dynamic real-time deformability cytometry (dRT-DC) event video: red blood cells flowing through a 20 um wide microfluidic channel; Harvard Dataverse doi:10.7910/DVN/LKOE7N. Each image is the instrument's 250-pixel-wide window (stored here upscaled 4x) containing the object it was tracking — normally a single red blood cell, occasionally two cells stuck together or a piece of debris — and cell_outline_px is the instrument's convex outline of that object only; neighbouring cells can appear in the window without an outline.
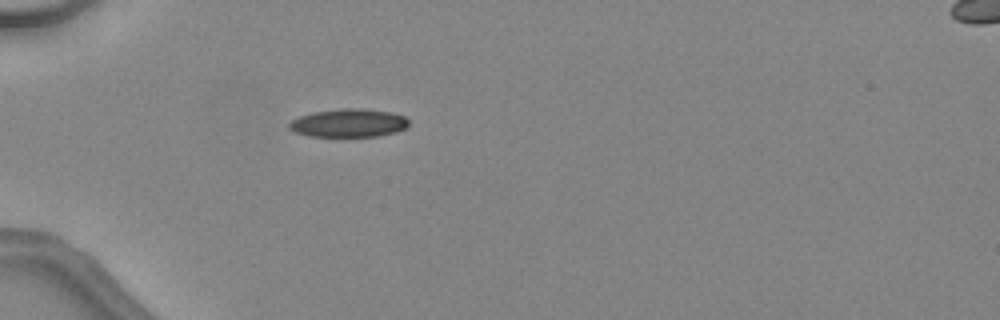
{"species": "common noctule bat (a hibernating species)", "species_latin": "Nyctalus noctula", "temperature_condition": "warm", "stored_images_in_passage": 30, "camera_frame_rate_fps": 3000, "um_per_image_px": 0.085, "animal": {"sex": "female", "body_mass_g": 24.6, "forearm_length_mm": 56.2}, "frame": {"image": 1, "passage_image": 1, "time_ms": 0.0, "image_size_px": [1000, 320], "cell_outline_px": [[408, 124], [404, 128], [396, 132], [380, 136], [308, 136], [296, 132], [288, 128], [288, 124], [292, 120], [300, 116], [312, 112], [340, 108], [364, 108], [392, 112], [404, 116], [408, 120]], "centroid_in_image_um": [29.63, 10.44], "position_along_channel_um": 55.4, "area_um2": 19.77}}
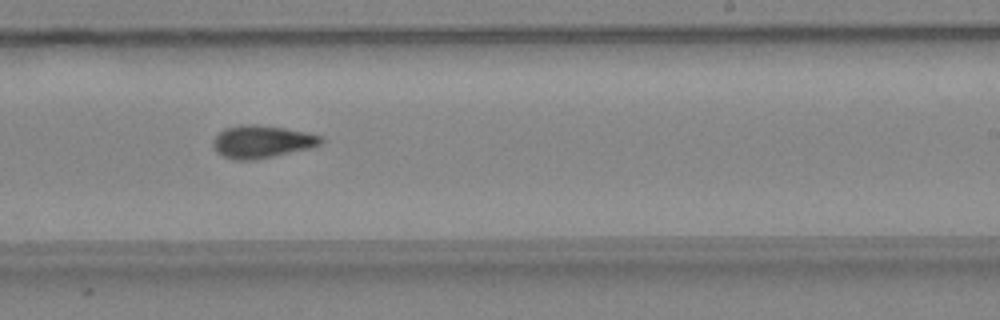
{"frame": {"image": 2, "passage_image": 16, "time_ms": 5.0, "image_size_px": [1000, 320], "cell_outline_px": [[324, 140], [320, 144], [312, 148], [256, 160], [232, 160], [216, 152], [212, 144], [212, 140], [224, 128], [244, 124], [256, 124], [284, 128], [304, 132], [320, 136]], "centroid_in_image_um": [22.23, 12.05], "position_along_channel_um": 266.8, "area_um2": 20.58}}
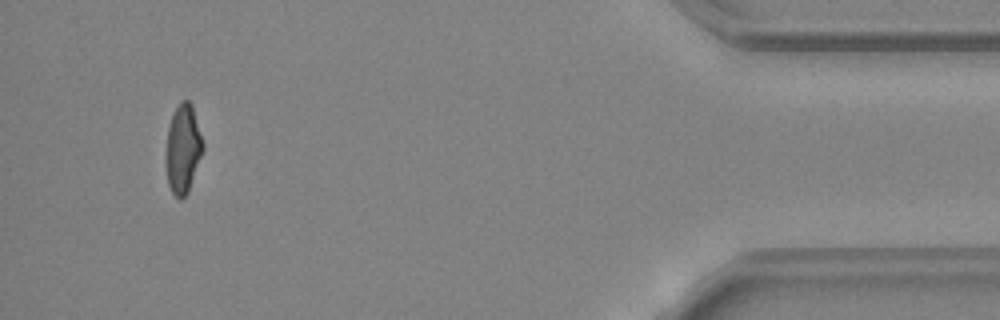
{"frame": {"image": 3, "passage_image": 30, "time_ms": 9.667, "image_size_px": [1000, 320], "cell_outline_px": [[204, 148], [188, 192], [180, 200], [172, 192], [168, 184], [164, 160], [168, 128], [172, 116], [180, 100], [188, 100], [192, 104], [204, 144]], "centroid_in_image_um": [15.54, 12.65], "position_along_channel_um": 419.7, "area_um2": 19.31}, "authors_computed_cell_mechanics": {"area_um2": 19.8543, "velocity_mm_per_s": 4.5637, "shape_relaxation_time_tau1_ms": 11.2718, "shape_relaxation_time_tau2_ms": 3.286, "deformation_change_tau1": 0.2722, "deformation_change_tau2": 0.0911}}